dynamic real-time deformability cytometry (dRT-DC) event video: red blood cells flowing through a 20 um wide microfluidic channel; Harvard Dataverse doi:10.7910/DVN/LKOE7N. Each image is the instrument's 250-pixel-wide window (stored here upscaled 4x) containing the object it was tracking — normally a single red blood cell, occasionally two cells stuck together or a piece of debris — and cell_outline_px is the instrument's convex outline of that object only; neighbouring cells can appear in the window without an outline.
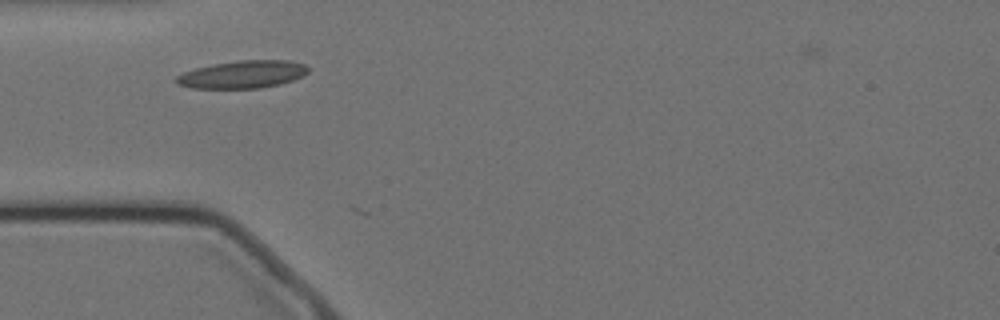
{"species": "Egyptian fruit bat (a non-hibernating species)", "species_latin": "Rousettus aegyptiacus", "temperature_condition": "cold", "stored_images_in_passage": 6, "camera_frame_rate_fps": 3000, "um_per_image_px": 0.085, "animal": {"sex": "female"}, "frame": {"image": 1, "passage_image": 5, "time_ms": 1.333, "image_size_px": [1000, 320], "cell_outline_px": [[308, 72], [304, 76], [280, 84], [260, 88], [192, 88], [176, 84], [172, 80], [176, 76], [184, 72], [196, 68], [212, 64], [240, 60], [288, 60], [304, 64], [308, 68]], "centroid_in_image_um": [20.59, 6.32], "position_along_channel_um": 64.4, "area_um2": 21.33}}